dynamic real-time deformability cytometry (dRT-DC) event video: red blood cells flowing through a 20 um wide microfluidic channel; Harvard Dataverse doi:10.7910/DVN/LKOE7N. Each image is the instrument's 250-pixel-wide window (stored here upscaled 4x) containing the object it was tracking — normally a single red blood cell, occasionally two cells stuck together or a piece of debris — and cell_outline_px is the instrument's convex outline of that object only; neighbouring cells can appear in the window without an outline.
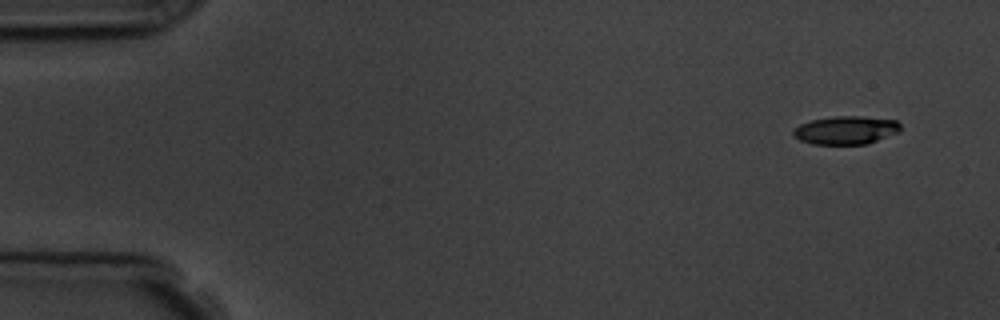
{"species": "common noctule bat (a hibernating species)", "species_latin": "Nyctalus noctula", "temperature_condition": "room temperature", "stored_images_in_passage": 7, "camera_frame_rate_fps": 3000, "um_per_image_px": 0.085, "animal": {"sex": "male", "body_mass_g": 19.5, "forearm_length_mm": 54.6}, "frame": {"image": 1, "passage_image": 1, "time_ms": 0.0, "image_size_px": [1000, 320], "cell_outline_px": [[900, 132], [868, 144], [812, 144], [800, 140], [792, 132], [792, 128], [800, 124], [812, 120], [832, 116], [860, 116], [896, 120], [900, 124]], "centroid_in_image_um": [71.91, 11.06], "position_along_channel_um": 13.1, "area_um2": 17.74}}
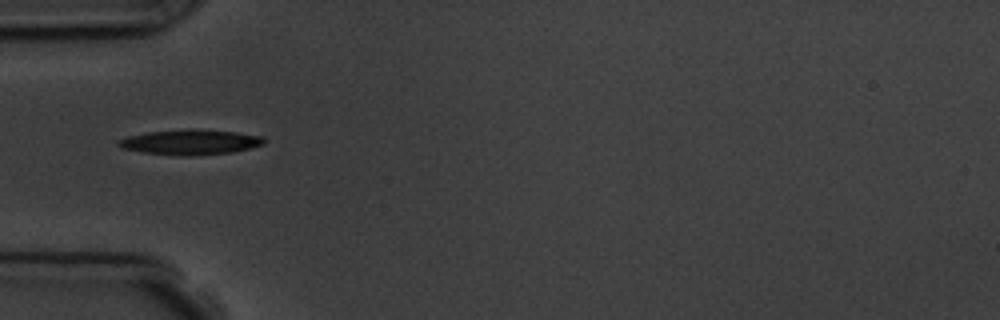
{"frame": {"image": 2, "passage_image": 5, "time_ms": 4.667, "image_size_px": [1000, 320], "cell_outline_px": [[264, 144], [232, 152], [192, 156], [180, 156], [144, 152], [120, 148], [116, 144], [116, 140], [128, 136], [148, 132], [236, 132], [264, 136]], "centroid_in_image_um": [16.14, 12.13], "position_along_channel_um": 68.9, "area_um2": 20.17}}